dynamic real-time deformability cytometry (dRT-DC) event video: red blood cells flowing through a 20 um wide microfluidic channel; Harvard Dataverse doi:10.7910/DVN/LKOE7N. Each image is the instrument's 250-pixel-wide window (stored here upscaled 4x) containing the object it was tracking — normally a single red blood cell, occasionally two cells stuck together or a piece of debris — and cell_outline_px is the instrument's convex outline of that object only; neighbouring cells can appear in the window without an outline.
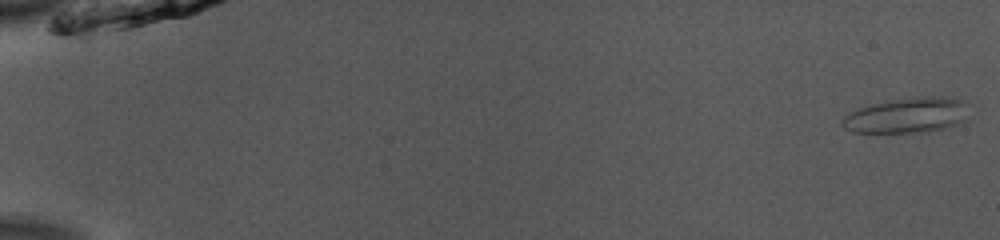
{"species": "common noctule bat (a hibernating species)", "species_latin": "Nyctalus noctula", "temperature_condition": "room temperature", "stored_images_in_passage": 10, "camera_frame_rate_fps": 3000, "um_per_image_px": 0.085, "animal": {"sex": "male", "body_mass_g": 13.0, "forearm_length_mm": 53.1}, "frame": {"image": 1, "passage_image": 1, "time_ms": 0.0, "image_size_px": [1000, 240], "cell_outline_px": [[960, 124], [928, 132], [852, 132], [844, 128], [840, 124], [840, 120], [844, 116], [860, 108], [872, 104], [892, 100], [924, 96], [948, 96], [960, 100]], "centroid_in_image_um": [76.95, 9.82], "position_along_channel_um": 8.1, "area_um2": 25.14}}